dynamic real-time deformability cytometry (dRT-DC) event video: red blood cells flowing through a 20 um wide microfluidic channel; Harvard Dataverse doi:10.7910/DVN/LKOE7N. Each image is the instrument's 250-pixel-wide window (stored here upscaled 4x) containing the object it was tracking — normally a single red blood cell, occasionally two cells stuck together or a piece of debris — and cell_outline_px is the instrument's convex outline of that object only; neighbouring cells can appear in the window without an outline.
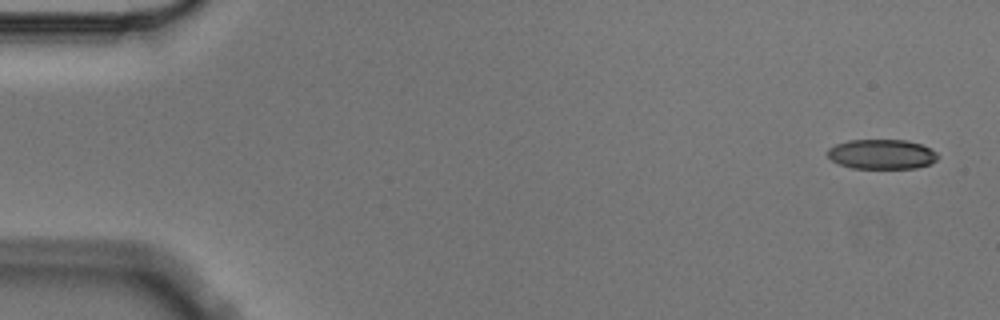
{"species": "Egyptian fruit bat (a non-hibernating species)", "species_latin": "Rousettus aegyptiacus", "temperature_condition": "cold", "stored_images_in_passage": 5, "camera_frame_rate_fps": 3000, "um_per_image_px": 0.085, "animal": {"sex": "male"}, "frame": {"image": 1, "passage_image": 1, "time_ms": 0.0, "image_size_px": [1000, 320], "cell_outline_px": [[940, 156], [936, 160], [928, 164], [916, 168], [852, 168], [840, 164], [832, 160], [828, 156], [828, 148], [836, 144], [848, 140], [908, 140], [920, 144], [936, 152]], "centroid_in_image_um": [74.95, 13.1], "position_along_channel_um": 10.1, "area_um2": 19.02}}
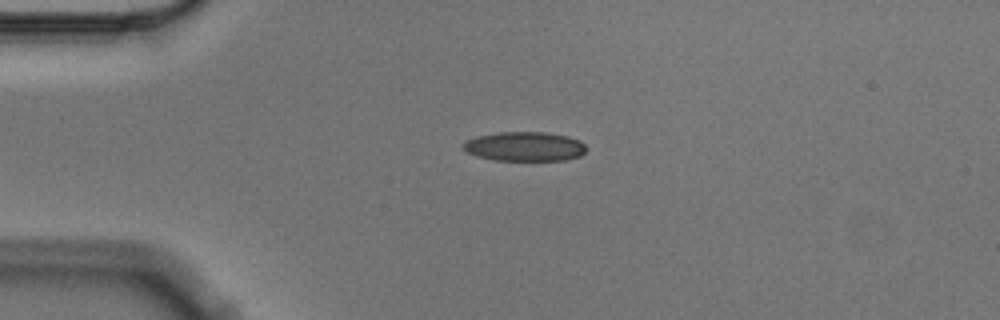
{"frame": {"image": 2, "passage_image": 4, "time_ms": 1.0, "image_size_px": [1000, 320], "cell_outline_px": [[584, 152], [580, 156], [564, 160], [492, 160], [476, 156], [468, 152], [464, 148], [464, 140], [476, 136], [500, 132], [544, 132], [568, 136], [580, 140], [584, 144]], "centroid_in_image_um": [44.58, 12.44], "position_along_channel_um": 40.4, "area_um2": 20.98}}